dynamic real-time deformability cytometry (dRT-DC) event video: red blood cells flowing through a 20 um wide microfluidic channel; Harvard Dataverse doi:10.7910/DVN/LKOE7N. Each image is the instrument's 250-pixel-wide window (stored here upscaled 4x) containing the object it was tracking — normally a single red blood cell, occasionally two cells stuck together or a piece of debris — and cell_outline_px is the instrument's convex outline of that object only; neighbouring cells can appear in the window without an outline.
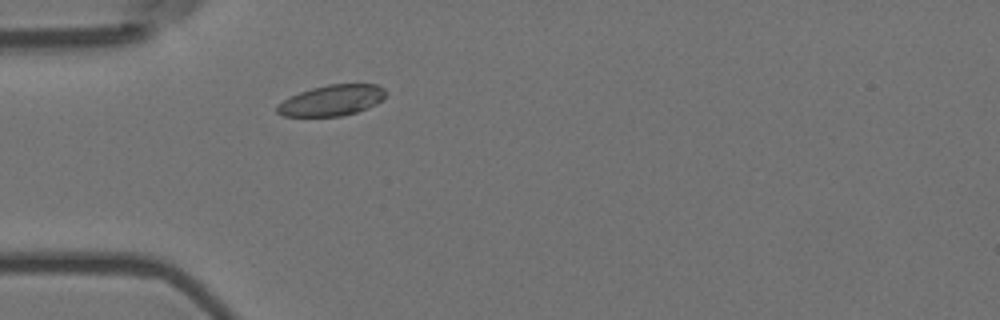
{"species": "Egyptian fruit bat (a non-hibernating species)", "species_latin": "Rousettus aegyptiacus", "temperature_condition": "room temperature", "stored_images_in_passage": 3, "camera_frame_rate_fps": 3000, "um_per_image_px": 0.085, "animal": {"sex": "female"}, "frame": {"image": 1, "passage_image": 3, "time_ms": 0.667, "image_size_px": [1000, 320], "cell_outline_px": [[384, 96], [376, 104], [368, 108], [356, 112], [340, 116], [284, 116], [276, 112], [276, 104], [300, 92], [312, 88], [328, 84], [376, 84], [384, 88]], "centroid_in_image_um": [28.18, 8.53], "position_along_channel_um": 56.8, "area_um2": 19.31}}